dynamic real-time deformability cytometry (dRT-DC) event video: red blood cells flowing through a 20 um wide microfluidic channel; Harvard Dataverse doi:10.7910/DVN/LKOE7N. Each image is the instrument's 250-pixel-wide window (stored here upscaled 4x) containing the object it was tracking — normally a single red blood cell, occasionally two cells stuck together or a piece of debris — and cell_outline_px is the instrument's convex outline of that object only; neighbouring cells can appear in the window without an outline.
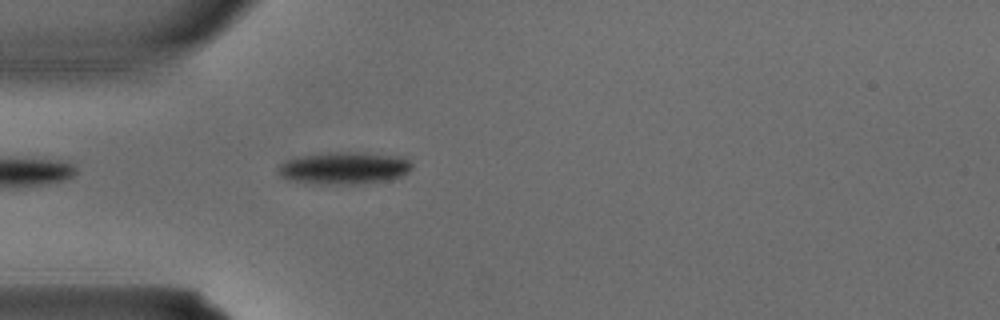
{"species": "common noctule bat (a hibernating species)", "species_latin": "Nyctalus noctula", "temperature_condition": "warm", "stored_images_in_passage": 2, "camera_frame_rate_fps": 3000, "um_per_image_px": 0.085, "animal": {"sex": "male", "body_mass_g": 15.6}, "frame": {"image": 1, "passage_image": 2, "time_ms": 0.333, "image_size_px": [1000, 320], "cell_outline_px": [[412, 168], [404, 176], [392, 180], [356, 184], [320, 184], [292, 180], [280, 176], [276, 172], [276, 168], [284, 160], [300, 156], [328, 152], [360, 152], [404, 156], [412, 164]], "centroid_in_image_um": [29.28, 14.28], "position_along_channel_um": 55.7, "area_um2": 25.61}}